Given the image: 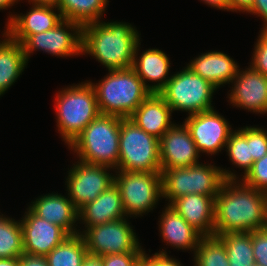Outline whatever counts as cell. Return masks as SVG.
Returning a JSON list of instances; mask_svg holds the SVG:
<instances>
[{
    "mask_svg": "<svg viewBox=\"0 0 267 266\" xmlns=\"http://www.w3.org/2000/svg\"><path fill=\"white\" fill-rule=\"evenodd\" d=\"M267 194L241 180H226L215 197L214 236L266 227Z\"/></svg>",
    "mask_w": 267,
    "mask_h": 266,
    "instance_id": "6da1fadb",
    "label": "cell"
},
{
    "mask_svg": "<svg viewBox=\"0 0 267 266\" xmlns=\"http://www.w3.org/2000/svg\"><path fill=\"white\" fill-rule=\"evenodd\" d=\"M141 34L128 22L98 21L82 27V55L93 56L110 70L133 67Z\"/></svg>",
    "mask_w": 267,
    "mask_h": 266,
    "instance_id": "7a4b0ae2",
    "label": "cell"
},
{
    "mask_svg": "<svg viewBox=\"0 0 267 266\" xmlns=\"http://www.w3.org/2000/svg\"><path fill=\"white\" fill-rule=\"evenodd\" d=\"M101 114L130 118L150 95L133 68L110 70L98 83H92Z\"/></svg>",
    "mask_w": 267,
    "mask_h": 266,
    "instance_id": "3957f363",
    "label": "cell"
},
{
    "mask_svg": "<svg viewBox=\"0 0 267 266\" xmlns=\"http://www.w3.org/2000/svg\"><path fill=\"white\" fill-rule=\"evenodd\" d=\"M121 118L100 114L68 145L78 161L115 169L119 162Z\"/></svg>",
    "mask_w": 267,
    "mask_h": 266,
    "instance_id": "277c9868",
    "label": "cell"
},
{
    "mask_svg": "<svg viewBox=\"0 0 267 266\" xmlns=\"http://www.w3.org/2000/svg\"><path fill=\"white\" fill-rule=\"evenodd\" d=\"M232 171L205 162L190 167L162 170V199L170 204L187 194L216 197L226 180L241 179L233 169Z\"/></svg>",
    "mask_w": 267,
    "mask_h": 266,
    "instance_id": "5b68a950",
    "label": "cell"
},
{
    "mask_svg": "<svg viewBox=\"0 0 267 266\" xmlns=\"http://www.w3.org/2000/svg\"><path fill=\"white\" fill-rule=\"evenodd\" d=\"M55 96L56 127L64 143L69 145L101 114L96 94L87 80L64 87Z\"/></svg>",
    "mask_w": 267,
    "mask_h": 266,
    "instance_id": "8992f818",
    "label": "cell"
},
{
    "mask_svg": "<svg viewBox=\"0 0 267 266\" xmlns=\"http://www.w3.org/2000/svg\"><path fill=\"white\" fill-rule=\"evenodd\" d=\"M216 91L215 86L186 66L171 75L159 94L173 113L187 112L190 116L213 109V95Z\"/></svg>",
    "mask_w": 267,
    "mask_h": 266,
    "instance_id": "52a82bcc",
    "label": "cell"
},
{
    "mask_svg": "<svg viewBox=\"0 0 267 266\" xmlns=\"http://www.w3.org/2000/svg\"><path fill=\"white\" fill-rule=\"evenodd\" d=\"M117 170L161 172L159 139L139 128L130 118H121Z\"/></svg>",
    "mask_w": 267,
    "mask_h": 266,
    "instance_id": "ba28073f",
    "label": "cell"
},
{
    "mask_svg": "<svg viewBox=\"0 0 267 266\" xmlns=\"http://www.w3.org/2000/svg\"><path fill=\"white\" fill-rule=\"evenodd\" d=\"M114 173V183L119 188L128 218L153 211L162 198L161 172L117 170Z\"/></svg>",
    "mask_w": 267,
    "mask_h": 266,
    "instance_id": "9c48e42d",
    "label": "cell"
},
{
    "mask_svg": "<svg viewBox=\"0 0 267 266\" xmlns=\"http://www.w3.org/2000/svg\"><path fill=\"white\" fill-rule=\"evenodd\" d=\"M127 219L81 229L79 234L83 237L88 254L102 257L108 254L145 252Z\"/></svg>",
    "mask_w": 267,
    "mask_h": 266,
    "instance_id": "30bf717a",
    "label": "cell"
},
{
    "mask_svg": "<svg viewBox=\"0 0 267 266\" xmlns=\"http://www.w3.org/2000/svg\"><path fill=\"white\" fill-rule=\"evenodd\" d=\"M114 169L76 161L70 167L65 181L66 193L73 205L79 210L94 201L102 192L114 184Z\"/></svg>",
    "mask_w": 267,
    "mask_h": 266,
    "instance_id": "8fae6325",
    "label": "cell"
},
{
    "mask_svg": "<svg viewBox=\"0 0 267 266\" xmlns=\"http://www.w3.org/2000/svg\"><path fill=\"white\" fill-rule=\"evenodd\" d=\"M21 45L27 62L37 50L62 58L82 55V26L63 20L54 29L29 35Z\"/></svg>",
    "mask_w": 267,
    "mask_h": 266,
    "instance_id": "7c38bea8",
    "label": "cell"
},
{
    "mask_svg": "<svg viewBox=\"0 0 267 266\" xmlns=\"http://www.w3.org/2000/svg\"><path fill=\"white\" fill-rule=\"evenodd\" d=\"M188 128L199 154L217 155L224 150L234 131L230 123L215 109L190 115L183 122Z\"/></svg>",
    "mask_w": 267,
    "mask_h": 266,
    "instance_id": "4fadbf2b",
    "label": "cell"
},
{
    "mask_svg": "<svg viewBox=\"0 0 267 266\" xmlns=\"http://www.w3.org/2000/svg\"><path fill=\"white\" fill-rule=\"evenodd\" d=\"M231 85L228 103L251 113L267 114V76L249 65L245 70L239 69Z\"/></svg>",
    "mask_w": 267,
    "mask_h": 266,
    "instance_id": "5bb4252c",
    "label": "cell"
},
{
    "mask_svg": "<svg viewBox=\"0 0 267 266\" xmlns=\"http://www.w3.org/2000/svg\"><path fill=\"white\" fill-rule=\"evenodd\" d=\"M161 171L200 164V154L184 123L174 124L159 139Z\"/></svg>",
    "mask_w": 267,
    "mask_h": 266,
    "instance_id": "9a60e30c",
    "label": "cell"
},
{
    "mask_svg": "<svg viewBox=\"0 0 267 266\" xmlns=\"http://www.w3.org/2000/svg\"><path fill=\"white\" fill-rule=\"evenodd\" d=\"M20 223L27 254L46 256L69 236L62 227L38 217L28 207Z\"/></svg>",
    "mask_w": 267,
    "mask_h": 266,
    "instance_id": "2e32d148",
    "label": "cell"
},
{
    "mask_svg": "<svg viewBox=\"0 0 267 266\" xmlns=\"http://www.w3.org/2000/svg\"><path fill=\"white\" fill-rule=\"evenodd\" d=\"M31 6L27 13L9 14L7 17L4 31L14 41L22 43L29 35L54 29L64 20L57 7L40 4Z\"/></svg>",
    "mask_w": 267,
    "mask_h": 266,
    "instance_id": "e0dca14e",
    "label": "cell"
},
{
    "mask_svg": "<svg viewBox=\"0 0 267 266\" xmlns=\"http://www.w3.org/2000/svg\"><path fill=\"white\" fill-rule=\"evenodd\" d=\"M28 208L38 217L62 227L69 235L79 234L78 210L67 195L58 192L40 195Z\"/></svg>",
    "mask_w": 267,
    "mask_h": 266,
    "instance_id": "ac0fdd59",
    "label": "cell"
},
{
    "mask_svg": "<svg viewBox=\"0 0 267 266\" xmlns=\"http://www.w3.org/2000/svg\"><path fill=\"white\" fill-rule=\"evenodd\" d=\"M140 45L141 42H139L135 48L132 68L136 71L145 87L151 93H159L166 86L172 75L169 74L171 73L169 71L171 67L170 58L164 51L158 48L145 49L146 51H143L142 54L140 53L139 55ZM147 81L152 84H149Z\"/></svg>",
    "mask_w": 267,
    "mask_h": 266,
    "instance_id": "d6986e66",
    "label": "cell"
},
{
    "mask_svg": "<svg viewBox=\"0 0 267 266\" xmlns=\"http://www.w3.org/2000/svg\"><path fill=\"white\" fill-rule=\"evenodd\" d=\"M128 217L123 206L119 188L111 185L94 201L78 210V223L84 227H93Z\"/></svg>",
    "mask_w": 267,
    "mask_h": 266,
    "instance_id": "ffe728a7",
    "label": "cell"
},
{
    "mask_svg": "<svg viewBox=\"0 0 267 266\" xmlns=\"http://www.w3.org/2000/svg\"><path fill=\"white\" fill-rule=\"evenodd\" d=\"M170 205L203 236H214L215 197L187 194Z\"/></svg>",
    "mask_w": 267,
    "mask_h": 266,
    "instance_id": "44dd1931",
    "label": "cell"
},
{
    "mask_svg": "<svg viewBox=\"0 0 267 266\" xmlns=\"http://www.w3.org/2000/svg\"><path fill=\"white\" fill-rule=\"evenodd\" d=\"M159 232L162 242L173 249L193 251L195 253L203 235L180 216L170 204H167L159 217Z\"/></svg>",
    "mask_w": 267,
    "mask_h": 266,
    "instance_id": "7402d4cb",
    "label": "cell"
},
{
    "mask_svg": "<svg viewBox=\"0 0 267 266\" xmlns=\"http://www.w3.org/2000/svg\"><path fill=\"white\" fill-rule=\"evenodd\" d=\"M186 65L217 89L230 84L240 69L233 58L221 51L201 53Z\"/></svg>",
    "mask_w": 267,
    "mask_h": 266,
    "instance_id": "603a6c76",
    "label": "cell"
},
{
    "mask_svg": "<svg viewBox=\"0 0 267 266\" xmlns=\"http://www.w3.org/2000/svg\"><path fill=\"white\" fill-rule=\"evenodd\" d=\"M172 113L159 93H150L130 119L146 133L160 139L175 124L171 120Z\"/></svg>",
    "mask_w": 267,
    "mask_h": 266,
    "instance_id": "cb8c5ba5",
    "label": "cell"
},
{
    "mask_svg": "<svg viewBox=\"0 0 267 266\" xmlns=\"http://www.w3.org/2000/svg\"><path fill=\"white\" fill-rule=\"evenodd\" d=\"M0 39V96L4 95L22 75L29 62L21 43L14 41L5 31Z\"/></svg>",
    "mask_w": 267,
    "mask_h": 266,
    "instance_id": "d4e9b609",
    "label": "cell"
},
{
    "mask_svg": "<svg viewBox=\"0 0 267 266\" xmlns=\"http://www.w3.org/2000/svg\"><path fill=\"white\" fill-rule=\"evenodd\" d=\"M109 0H59L57 8L64 20L80 24L102 21Z\"/></svg>",
    "mask_w": 267,
    "mask_h": 266,
    "instance_id": "484cf974",
    "label": "cell"
},
{
    "mask_svg": "<svg viewBox=\"0 0 267 266\" xmlns=\"http://www.w3.org/2000/svg\"><path fill=\"white\" fill-rule=\"evenodd\" d=\"M88 254L83 237L80 234L69 235L62 243L46 256L49 266H82Z\"/></svg>",
    "mask_w": 267,
    "mask_h": 266,
    "instance_id": "4316f807",
    "label": "cell"
},
{
    "mask_svg": "<svg viewBox=\"0 0 267 266\" xmlns=\"http://www.w3.org/2000/svg\"><path fill=\"white\" fill-rule=\"evenodd\" d=\"M215 236L223 242L230 266H252L255 263L252 231L224 233Z\"/></svg>",
    "mask_w": 267,
    "mask_h": 266,
    "instance_id": "83f0119b",
    "label": "cell"
},
{
    "mask_svg": "<svg viewBox=\"0 0 267 266\" xmlns=\"http://www.w3.org/2000/svg\"><path fill=\"white\" fill-rule=\"evenodd\" d=\"M225 150L232 165L244 170V175L240 176H245L254 163L250 150V126L235 129L226 143Z\"/></svg>",
    "mask_w": 267,
    "mask_h": 266,
    "instance_id": "f1b7e54d",
    "label": "cell"
},
{
    "mask_svg": "<svg viewBox=\"0 0 267 266\" xmlns=\"http://www.w3.org/2000/svg\"><path fill=\"white\" fill-rule=\"evenodd\" d=\"M23 253V230L20 219L15 220L1 213L0 258H19Z\"/></svg>",
    "mask_w": 267,
    "mask_h": 266,
    "instance_id": "f546056e",
    "label": "cell"
},
{
    "mask_svg": "<svg viewBox=\"0 0 267 266\" xmlns=\"http://www.w3.org/2000/svg\"><path fill=\"white\" fill-rule=\"evenodd\" d=\"M193 256V266H230L225 246L217 236H203Z\"/></svg>",
    "mask_w": 267,
    "mask_h": 266,
    "instance_id": "4dcf8cb0",
    "label": "cell"
},
{
    "mask_svg": "<svg viewBox=\"0 0 267 266\" xmlns=\"http://www.w3.org/2000/svg\"><path fill=\"white\" fill-rule=\"evenodd\" d=\"M240 180L244 184L267 194V154L254 161L250 170Z\"/></svg>",
    "mask_w": 267,
    "mask_h": 266,
    "instance_id": "1f68e13d",
    "label": "cell"
},
{
    "mask_svg": "<svg viewBox=\"0 0 267 266\" xmlns=\"http://www.w3.org/2000/svg\"><path fill=\"white\" fill-rule=\"evenodd\" d=\"M259 33L249 64L253 69L267 76V31H259Z\"/></svg>",
    "mask_w": 267,
    "mask_h": 266,
    "instance_id": "d6a6232c",
    "label": "cell"
},
{
    "mask_svg": "<svg viewBox=\"0 0 267 266\" xmlns=\"http://www.w3.org/2000/svg\"><path fill=\"white\" fill-rule=\"evenodd\" d=\"M250 150L254 161L267 154V130L261 127L250 126Z\"/></svg>",
    "mask_w": 267,
    "mask_h": 266,
    "instance_id": "836d02e7",
    "label": "cell"
},
{
    "mask_svg": "<svg viewBox=\"0 0 267 266\" xmlns=\"http://www.w3.org/2000/svg\"><path fill=\"white\" fill-rule=\"evenodd\" d=\"M252 246L255 263L267 266V229L252 231Z\"/></svg>",
    "mask_w": 267,
    "mask_h": 266,
    "instance_id": "e575fe53",
    "label": "cell"
},
{
    "mask_svg": "<svg viewBox=\"0 0 267 266\" xmlns=\"http://www.w3.org/2000/svg\"><path fill=\"white\" fill-rule=\"evenodd\" d=\"M145 252H129L102 256L103 266H138Z\"/></svg>",
    "mask_w": 267,
    "mask_h": 266,
    "instance_id": "d590c367",
    "label": "cell"
},
{
    "mask_svg": "<svg viewBox=\"0 0 267 266\" xmlns=\"http://www.w3.org/2000/svg\"><path fill=\"white\" fill-rule=\"evenodd\" d=\"M138 266H184L178 259L170 257L168 252L160 249V251L155 252L151 256L144 253L140 259Z\"/></svg>",
    "mask_w": 267,
    "mask_h": 266,
    "instance_id": "8d00e7d4",
    "label": "cell"
},
{
    "mask_svg": "<svg viewBox=\"0 0 267 266\" xmlns=\"http://www.w3.org/2000/svg\"><path fill=\"white\" fill-rule=\"evenodd\" d=\"M254 14L256 17L262 18L263 27L260 31H267V0H254L252 7L246 14Z\"/></svg>",
    "mask_w": 267,
    "mask_h": 266,
    "instance_id": "74e56055",
    "label": "cell"
},
{
    "mask_svg": "<svg viewBox=\"0 0 267 266\" xmlns=\"http://www.w3.org/2000/svg\"><path fill=\"white\" fill-rule=\"evenodd\" d=\"M19 266H49L45 256L23 253L19 257Z\"/></svg>",
    "mask_w": 267,
    "mask_h": 266,
    "instance_id": "f35d334b",
    "label": "cell"
},
{
    "mask_svg": "<svg viewBox=\"0 0 267 266\" xmlns=\"http://www.w3.org/2000/svg\"><path fill=\"white\" fill-rule=\"evenodd\" d=\"M254 0H229L231 12L246 13L253 4Z\"/></svg>",
    "mask_w": 267,
    "mask_h": 266,
    "instance_id": "ab89813d",
    "label": "cell"
},
{
    "mask_svg": "<svg viewBox=\"0 0 267 266\" xmlns=\"http://www.w3.org/2000/svg\"><path fill=\"white\" fill-rule=\"evenodd\" d=\"M206 5H209L211 8H216L217 10H227L230 12V3L229 0H201Z\"/></svg>",
    "mask_w": 267,
    "mask_h": 266,
    "instance_id": "60d3db41",
    "label": "cell"
},
{
    "mask_svg": "<svg viewBox=\"0 0 267 266\" xmlns=\"http://www.w3.org/2000/svg\"><path fill=\"white\" fill-rule=\"evenodd\" d=\"M82 266H103L102 257L92 254H87Z\"/></svg>",
    "mask_w": 267,
    "mask_h": 266,
    "instance_id": "b9f144b4",
    "label": "cell"
},
{
    "mask_svg": "<svg viewBox=\"0 0 267 266\" xmlns=\"http://www.w3.org/2000/svg\"><path fill=\"white\" fill-rule=\"evenodd\" d=\"M0 266H19V258H0Z\"/></svg>",
    "mask_w": 267,
    "mask_h": 266,
    "instance_id": "7bdbcfd3",
    "label": "cell"
},
{
    "mask_svg": "<svg viewBox=\"0 0 267 266\" xmlns=\"http://www.w3.org/2000/svg\"><path fill=\"white\" fill-rule=\"evenodd\" d=\"M27 1V0H26ZM59 0H28L29 4H40V5H48V6H58Z\"/></svg>",
    "mask_w": 267,
    "mask_h": 266,
    "instance_id": "ee69618b",
    "label": "cell"
},
{
    "mask_svg": "<svg viewBox=\"0 0 267 266\" xmlns=\"http://www.w3.org/2000/svg\"><path fill=\"white\" fill-rule=\"evenodd\" d=\"M18 1H20V0H0V11L3 9L8 10V8H11Z\"/></svg>",
    "mask_w": 267,
    "mask_h": 266,
    "instance_id": "f6af8a7d",
    "label": "cell"
},
{
    "mask_svg": "<svg viewBox=\"0 0 267 266\" xmlns=\"http://www.w3.org/2000/svg\"><path fill=\"white\" fill-rule=\"evenodd\" d=\"M252 266H261V265H258V264H256V263H254Z\"/></svg>",
    "mask_w": 267,
    "mask_h": 266,
    "instance_id": "bcb514c9",
    "label": "cell"
}]
</instances>
